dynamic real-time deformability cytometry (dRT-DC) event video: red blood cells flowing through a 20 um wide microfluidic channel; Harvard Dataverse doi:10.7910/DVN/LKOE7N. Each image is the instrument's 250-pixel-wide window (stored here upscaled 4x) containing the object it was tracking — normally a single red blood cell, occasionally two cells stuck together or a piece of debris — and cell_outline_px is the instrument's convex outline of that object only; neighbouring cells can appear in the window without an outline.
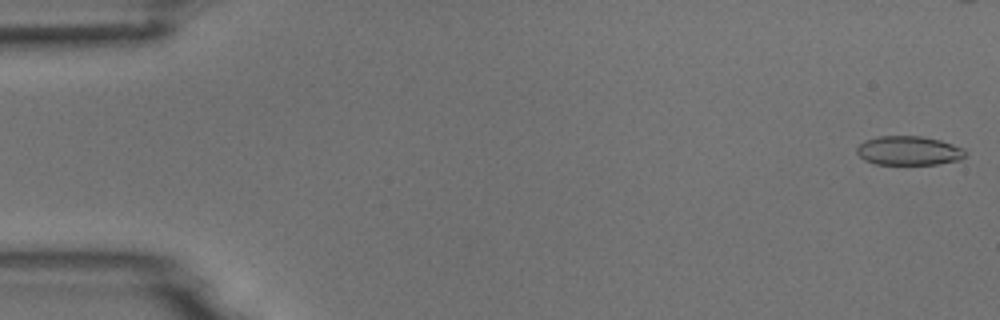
{"species": "common noctule bat (a hibernating species)", "species_latin": "Nyctalus noctula", "temperature_condition": "room temperature", "stored_images_in_passage": 2, "camera_frame_rate_fps": 3000, "um_per_image_px": 0.085, "animal": {"sex": "male", "body_mass_g": 18.8}, "frame": {"image": 1, "passage_image": 1, "time_ms": 0.0, "image_size_px": [1000, 320], "cell_outline_px": [[968, 152], [960, 160], [936, 164], [876, 164], [864, 160], [856, 152], [856, 148], [864, 140], [876, 136], [920, 136], [940, 140], [964, 148]], "centroid_in_image_um": [77.24, 12.8], "position_along_channel_um": 7.8, "area_um2": 18.5}}